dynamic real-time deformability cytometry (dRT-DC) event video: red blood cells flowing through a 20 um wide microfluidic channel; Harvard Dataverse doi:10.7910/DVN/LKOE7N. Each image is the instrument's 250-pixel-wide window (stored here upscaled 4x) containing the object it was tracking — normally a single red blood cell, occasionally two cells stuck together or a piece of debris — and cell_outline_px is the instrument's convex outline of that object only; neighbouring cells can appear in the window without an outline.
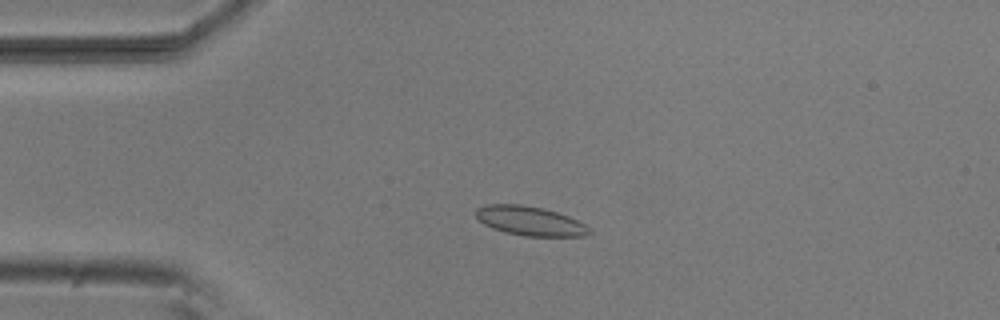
{"species": "common noctule bat (a hibernating species)", "species_latin": "Nyctalus noctula", "temperature_condition": "room temperature", "stored_images_in_passage": 54, "camera_frame_rate_fps": 3000, "um_per_image_px": 0.085, "animal": {"sex": "male", "body_mass_g": 20.5, "forearm_length_mm": 52.5}, "frame": {"image": 1, "passage_image": 13, "time_ms": 4.0, "image_size_px": [1000, 320], "cell_outline_px": [[592, 232], [584, 236], [524, 236], [504, 232], [492, 228], [484, 224], [476, 216], [476, 208], [488, 204], [520, 204], [540, 208], [556, 212], [568, 216], [584, 224]], "centroid_in_image_um": [45.02, 18.78], "position_along_channel_um": 40.0, "area_um2": 19.13}}
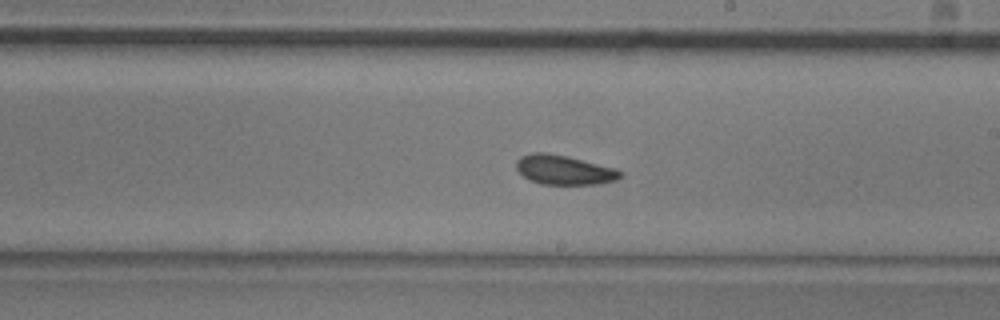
{"frame": {"image": 2, "passage_image": 31, "time_ms": 10.0, "image_size_px": [1000, 320], "cell_outline_px": [[624, 176], [616, 180], [600, 184], [540, 184], [528, 180], [516, 168], [516, 160], [520, 156], [532, 152], [548, 152], [568, 156], [616, 168], [624, 172]], "centroid_in_image_um": [47.97, 14.43], "position_along_channel_um": 241.0, "area_um2": 18.21}}
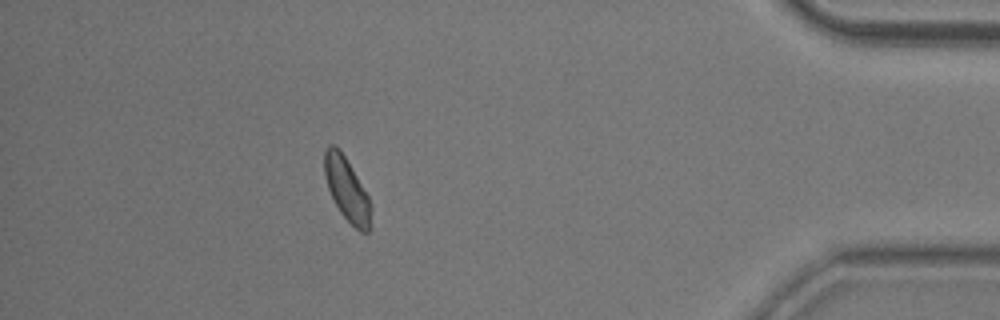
{"frame": {"image": 3, "passage_image": 48, "time_ms": 15.667, "image_size_px": [1000, 320], "cell_outline_px": [[372, 208], [368, 232], [360, 232], [340, 212], [328, 188], [324, 176], [324, 152], [328, 144], [332, 144], [340, 148], [368, 196], [372, 204]], "centroid_in_image_um": [29.47, 16.06], "position_along_channel_um": 405.7, "area_um2": 16.99}, "authors_computed_cell_mechanics": {"area_um2": 18.1203, "velocity_mm_per_s": 3.7787, "shape_relaxation_time_tau1_ms": 4.2814, "shape_relaxation_time_tau2_ms": 2.4863, "deformation_change_tau1": 0.0976, "deformation_change_tau2": 0.0787}}